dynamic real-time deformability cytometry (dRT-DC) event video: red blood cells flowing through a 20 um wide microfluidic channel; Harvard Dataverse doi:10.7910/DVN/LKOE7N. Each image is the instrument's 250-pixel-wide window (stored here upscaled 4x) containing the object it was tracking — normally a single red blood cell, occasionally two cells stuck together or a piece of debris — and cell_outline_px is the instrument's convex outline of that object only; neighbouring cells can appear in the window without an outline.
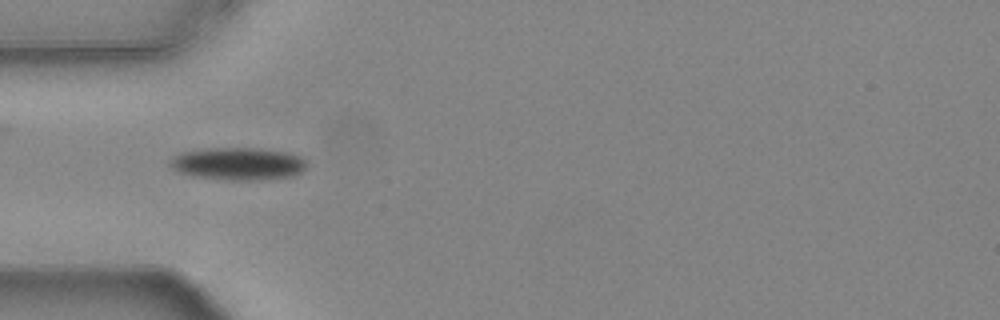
{"species": "common noctule bat (a hibernating species)", "species_latin": "Nyctalus noctula", "temperature_condition": "warm", "stored_images_in_passage": 39, "camera_frame_rate_fps": 3000, "um_per_image_px": 0.085, "animal": {"sex": "female", "body_mass_g": 24.6, "forearm_length_mm": 56.2}, "frame": {"image": 1, "passage_image": 1, "time_ms": 0.0, "image_size_px": [1000, 320], "cell_outline_px": [[308, 168], [304, 172], [296, 176], [256, 180], [228, 180], [196, 176], [180, 172], [172, 168], [168, 164], [168, 160], [180, 152], [208, 148], [252, 148], [284, 152], [300, 156], [308, 160]], "centroid_in_image_um": [20.29, 13.92], "position_along_channel_um": 64.7, "area_um2": 26.18}}
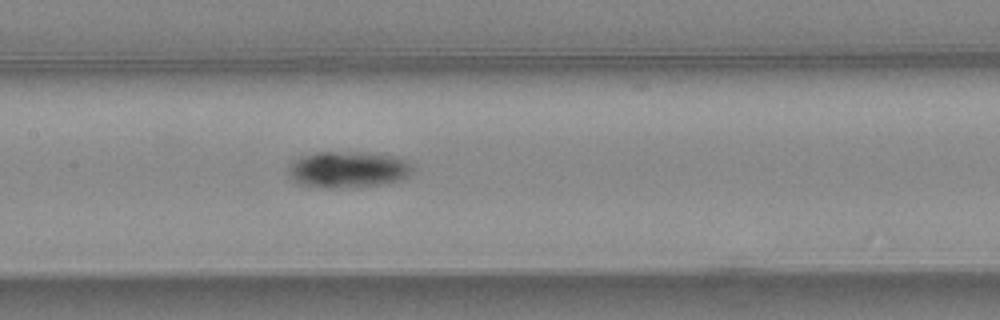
{"frame": {"image": 2, "passage_image": 10, "time_ms": 3.0, "image_size_px": [1000, 320], "cell_outline_px": [[416, 168], [408, 176], [400, 180], [380, 184], [352, 188], [308, 188], [296, 184], [288, 176], [288, 164], [296, 156], [308, 152], [368, 152], [392, 156], [408, 160]], "centroid_in_image_um": [29.49, 14.41], "position_along_channel_um": 177.9, "area_um2": 27.51}}
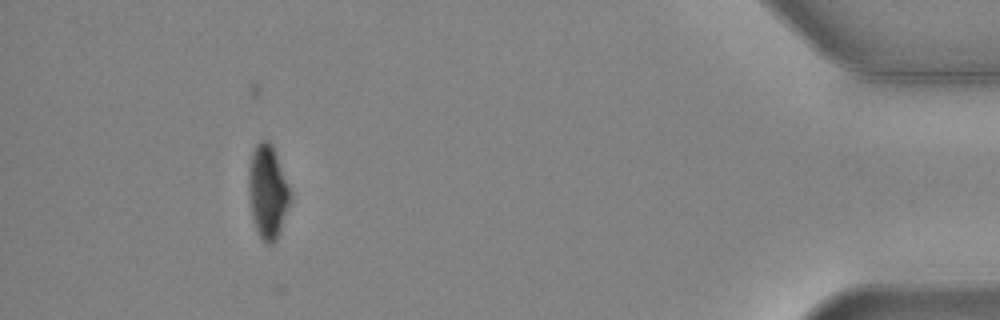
{"frame": {"image": 3, "passage_image": 34, "time_ms": 11.0, "image_size_px": [1000, 320], "cell_outline_px": [[292, 196], [280, 232], [276, 240], [272, 244], [268, 244], [260, 236], [256, 228], [252, 216], [248, 196], [248, 168], [252, 152], [256, 144], [260, 140], [268, 140], [272, 144], [276, 152], [288, 184]], "centroid_in_image_um": [22.75, 16.26], "position_along_channel_um": 412.5, "area_um2": 22.83}, "authors_computed_cell_mechanics": {"area_um2": 25.2008, "velocity_mm_per_s": 3.7592, "shape_relaxation_time_tau1_ms": 3.334, "shape_relaxation_time_tau2_ms": null, "deformation_change_tau1": 0.1452, "deformation_change_tau2": null}}